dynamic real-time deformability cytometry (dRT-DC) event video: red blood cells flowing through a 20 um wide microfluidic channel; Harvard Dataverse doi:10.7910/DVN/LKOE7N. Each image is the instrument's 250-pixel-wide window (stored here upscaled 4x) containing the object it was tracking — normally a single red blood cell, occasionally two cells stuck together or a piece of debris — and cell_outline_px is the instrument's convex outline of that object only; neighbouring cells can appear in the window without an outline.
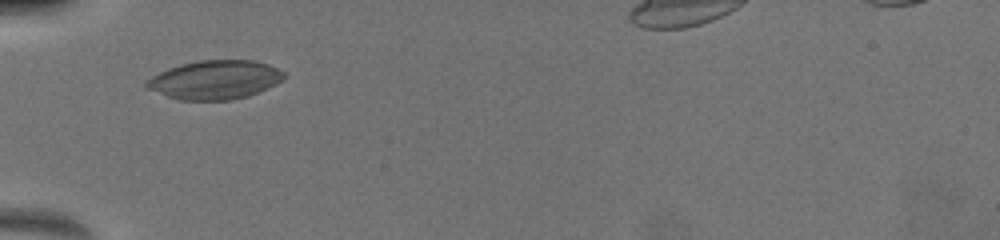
{"species": "common noctule bat (a hibernating species)", "species_latin": "Nyctalus noctula", "temperature_condition": "warm", "stored_images_in_passage": 15, "camera_frame_rate_fps": 3000, "um_per_image_px": 0.085, "animal": {"sex": "female", "body_mass_g": 19.5, "forearm_length_mm": 54.1}, "frame": {"image": 1, "passage_image": 1, "time_ms": 0.0, "image_size_px": [1000, 240], "cell_outline_px": [[288, 76], [276, 84], [268, 88], [248, 96], [228, 100], [180, 100], [144, 88], [144, 84], [152, 76], [168, 68], [180, 64], [196, 60], [252, 60], [268, 64], [284, 72]], "centroid_in_image_um": [18.27, 6.78], "position_along_channel_um": 66.7, "area_um2": 31.21}}
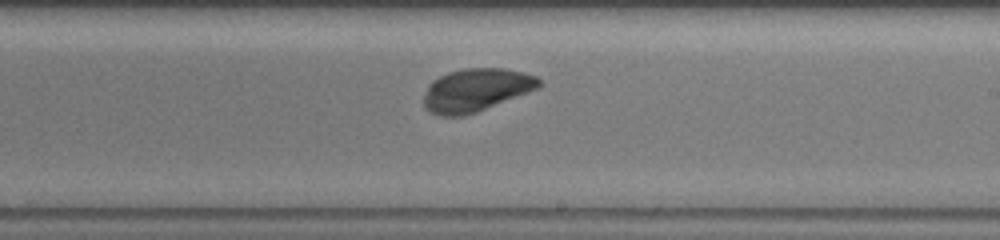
{"frame": {"image": 2, "passage_image": 9, "time_ms": 4.667, "image_size_px": [1000, 240], "cell_outline_px": [[544, 84], [540, 88], [476, 112], [464, 116], [440, 116], [424, 108], [424, 96], [428, 84], [432, 80], [448, 72], [464, 68], [504, 68], [524, 72], [536, 76]], "centroid_in_image_um": [40.48, 7.64], "position_along_channel_um": 248.5, "area_um2": 29.02}}
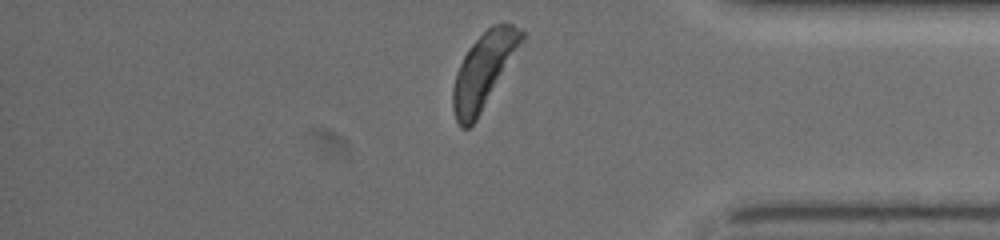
{"frame": {"image": 3, "passage_image": 15, "time_ms": 8.667, "image_size_px": [1000, 240], "cell_outline_px": [[524, 40], [476, 120], [468, 128], [460, 128], [456, 120], [452, 108], [452, 88], [456, 72], [468, 48], [492, 24], [512, 24], [524, 32]], "centroid_in_image_um": [41.08, 6.01], "position_along_channel_um": 394.1, "area_um2": 29.54}, "authors_computed_cell_mechanics": {"area_um2": 29.4202, "velocity_mm_per_s": 3.9932, "shape_relaxation_time_tau1_ms": 1.2521, "shape_relaxation_time_tau2_ms": 3.3324, "deformation_change_tau1": 0.0871, "deformation_change_tau2": 0.086}}